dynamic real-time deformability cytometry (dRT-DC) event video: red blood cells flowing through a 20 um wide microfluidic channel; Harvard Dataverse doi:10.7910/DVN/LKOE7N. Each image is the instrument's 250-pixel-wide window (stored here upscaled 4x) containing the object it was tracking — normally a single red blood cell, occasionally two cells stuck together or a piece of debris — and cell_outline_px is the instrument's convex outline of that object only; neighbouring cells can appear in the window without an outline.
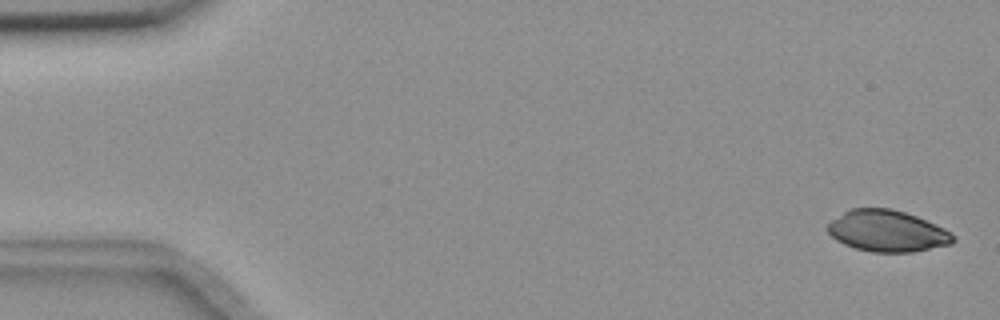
{"species": "common noctule bat (a hibernating species)", "species_latin": "Nyctalus noctula", "temperature_condition": "room temperature", "stored_images_in_passage": 4, "camera_frame_rate_fps": 3000, "um_per_image_px": 0.085, "animal": {"sex": "female", "body_mass_g": 18.4}, "frame": {"image": 1, "passage_image": 1, "time_ms": 0.0, "image_size_px": [1000, 320], "cell_outline_px": [[956, 240], [952, 244], [912, 252], [872, 252], [856, 248], [844, 244], [836, 240], [824, 228], [832, 220], [844, 212], [852, 208], [892, 208], [916, 216], [944, 228]], "centroid_in_image_um": [75.39, 19.64], "position_along_channel_um": 9.6, "area_um2": 30.11}}